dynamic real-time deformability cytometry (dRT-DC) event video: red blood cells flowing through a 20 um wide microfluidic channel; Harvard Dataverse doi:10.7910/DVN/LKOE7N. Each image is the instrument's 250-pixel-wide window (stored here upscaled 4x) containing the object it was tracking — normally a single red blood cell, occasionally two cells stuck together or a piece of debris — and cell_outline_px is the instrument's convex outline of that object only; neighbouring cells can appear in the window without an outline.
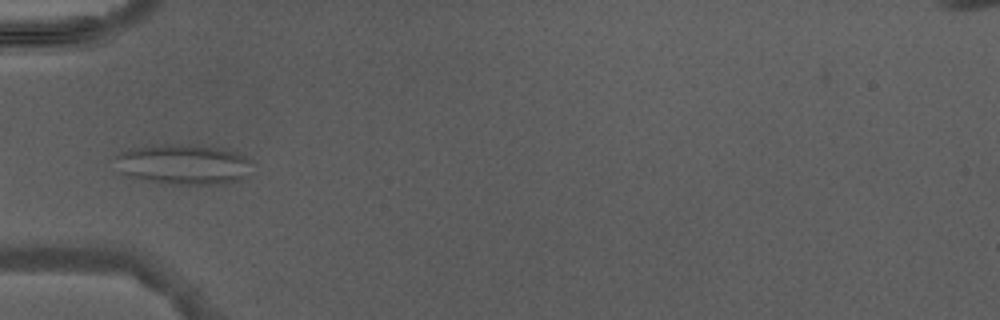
{"species": "Egyptian fruit bat (a non-hibernating species)", "species_latin": "Rousettus aegyptiacus", "temperature_condition": "warm", "stored_images_in_passage": 4, "camera_frame_rate_fps": 3000, "um_per_image_px": 0.085, "animal": {"sex": "male"}, "frame": {"image": 1, "passage_image": 4, "time_ms": 3.333, "image_size_px": [1000, 320], "cell_outline_px": [[252, 160], [244, 180], [224, 184], [172, 184], [124, 176], [120, 172], [116, 156], [120, 152], [132, 148], [164, 144], [188, 144], [224, 148], [236, 152]], "centroid_in_image_um": [15.63, 13.97], "position_along_channel_um": 69.4, "area_um2": 32.25}}